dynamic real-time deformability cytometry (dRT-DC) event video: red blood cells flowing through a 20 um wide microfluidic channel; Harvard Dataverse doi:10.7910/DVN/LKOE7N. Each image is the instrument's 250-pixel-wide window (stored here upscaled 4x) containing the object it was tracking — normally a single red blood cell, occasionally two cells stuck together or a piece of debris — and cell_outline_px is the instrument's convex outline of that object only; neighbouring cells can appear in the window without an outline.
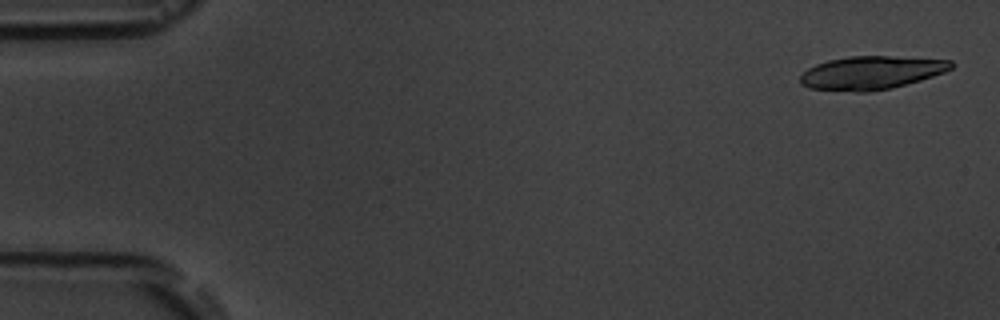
{"species": "common noctule bat (a hibernating species)", "species_latin": "Nyctalus noctula", "temperature_condition": "room temperature", "stored_images_in_passage": 6, "camera_frame_rate_fps": 3000, "um_per_image_px": 0.085, "animal": {"sex": "male", "body_mass_g": 19.5, "forearm_length_mm": 54.6}, "frame": {"image": 1, "passage_image": 1, "time_ms": 0.0, "image_size_px": [1000, 320], "cell_outline_px": [[956, 64], [952, 68], [944, 72], [920, 80], [892, 88], [868, 92], [856, 92], [808, 88], [800, 84], [800, 76], [808, 68], [816, 64], [828, 60], [848, 56], [892, 56], [952, 60]], "centroid_in_image_um": [74.06, 6.18], "position_along_channel_um": 10.9, "area_um2": 29.42}}
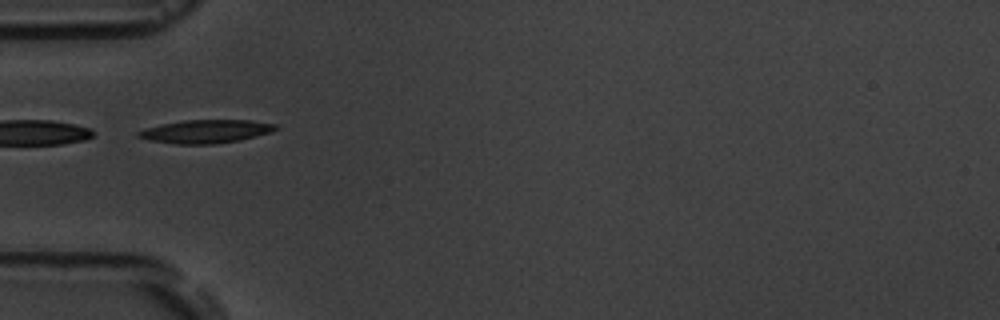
{"frame": {"image": 2, "passage_image": 6, "time_ms": 5.333, "image_size_px": [1000, 320], "cell_outline_px": [[280, 128], [272, 132], [240, 140], [216, 144], [176, 144], [148, 140], [136, 136], [136, 132], [144, 128], [184, 120], [248, 120], [276, 124]], "centroid_in_image_um": [17.5, 11.17], "position_along_channel_um": 67.5, "area_um2": 18.73}}